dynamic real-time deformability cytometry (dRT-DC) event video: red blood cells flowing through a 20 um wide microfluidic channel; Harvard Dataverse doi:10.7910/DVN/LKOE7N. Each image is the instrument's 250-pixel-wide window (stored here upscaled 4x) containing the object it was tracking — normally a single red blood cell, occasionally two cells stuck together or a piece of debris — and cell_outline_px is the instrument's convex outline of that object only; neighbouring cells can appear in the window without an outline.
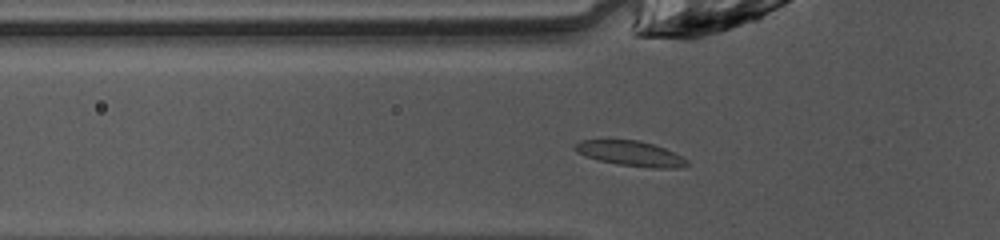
{"species": "common noctule bat (a hibernating species)", "species_latin": "Nyctalus noctula", "temperature_condition": "warm", "stored_images_in_passage": 35, "camera_frame_rate_fps": 3000, "um_per_image_px": 0.085, "animal": {"sex": "female", "body_mass_g": 10.0, "forearm_length_mm": 53.1}, "frame": {"image": 1, "passage_image": 3, "time_ms": 0.667, "image_size_px": [1000, 240], "cell_outline_px": [[688, 164], [684, 168], [652, 168], [616, 164], [584, 156], [576, 152], [572, 148], [572, 144], [580, 140], [640, 140], [664, 148], [688, 160]], "centroid_in_image_um": [53.55, 13.05], "position_along_channel_um": 72.2, "area_um2": 16.47}}
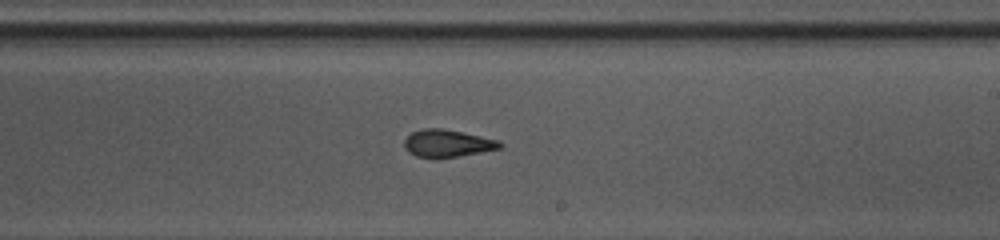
{"frame": {"image": 2, "passage_image": 16, "time_ms": 5.0, "image_size_px": [1000, 240], "cell_outline_px": [[504, 144], [500, 148], [460, 156], [432, 160], [416, 156], [408, 152], [404, 148], [404, 140], [412, 132], [424, 128], [444, 128], [480, 136], [496, 140]], "centroid_in_image_um": [37.97, 12.21], "position_along_channel_um": 251.0, "area_um2": 15.49}}
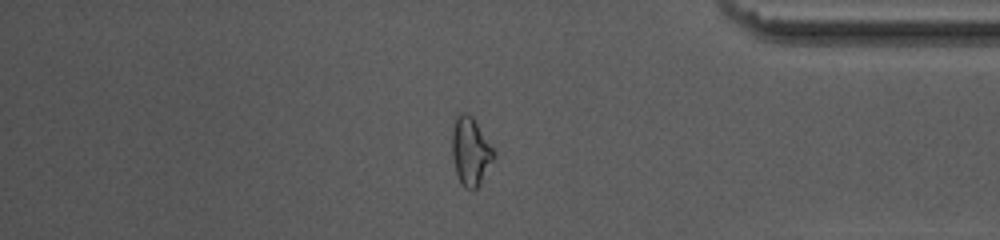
{"frame": {"image": 3, "passage_image": 28, "time_ms": 9.0, "image_size_px": [1000, 240], "cell_outline_px": [[496, 156], [480, 184], [472, 192], [464, 188], [460, 184], [456, 172], [452, 156], [452, 132], [456, 116], [460, 112], [464, 112], [472, 116], [496, 152]], "centroid_in_image_um": [40.0, 12.9], "position_along_channel_um": 395.2, "area_um2": 16.82}, "authors_computed_cell_mechanics": {"area_um2": 15.7216, "velocity_mm_per_s": 4.0904, "shape_relaxation_time_tau1_ms": 2.5013, "shape_relaxation_time_tau2_ms": 1.6142, "deformation_change_tau1": 0.1535, "deformation_change_tau2": 0.0864}}